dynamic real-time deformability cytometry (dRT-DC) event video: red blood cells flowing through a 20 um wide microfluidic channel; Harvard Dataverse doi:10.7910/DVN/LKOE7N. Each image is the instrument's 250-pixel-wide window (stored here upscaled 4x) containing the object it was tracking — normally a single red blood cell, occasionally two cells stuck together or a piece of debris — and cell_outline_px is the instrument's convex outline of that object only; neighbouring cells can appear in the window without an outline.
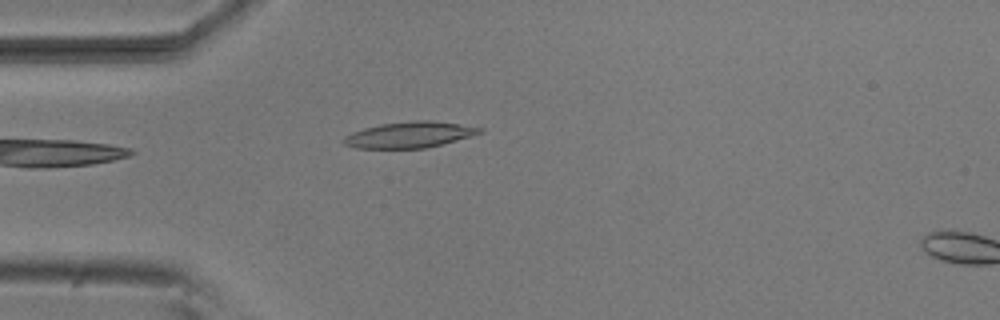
{"species": "common noctule bat (a hibernating species)", "species_latin": "Nyctalus noctula", "temperature_condition": "room temperature", "stored_images_in_passage": 35, "camera_frame_rate_fps": 3000, "um_per_image_px": 0.085, "animal": {"sex": "male", "body_mass_g": 20.5, "forearm_length_mm": 52.5}, "frame": {"image": 1, "passage_image": 1, "time_ms": 0.0, "image_size_px": [1000, 320], "cell_outline_px": [[484, 132], [472, 136], [424, 148], [356, 148], [344, 144], [340, 140], [344, 136], [352, 132], [364, 128], [380, 124], [416, 120], [432, 120], [484, 128]], "centroid_in_image_um": [34.79, 11.45], "position_along_channel_um": 50.2, "area_um2": 20.58}}
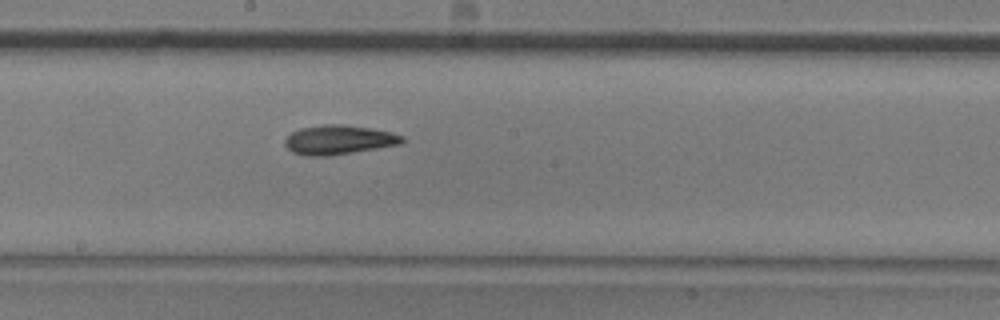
{"frame": {"image": 2, "passage_image": 15, "time_ms": 4.667, "image_size_px": [1000, 320], "cell_outline_px": [[404, 140], [400, 144], [328, 156], [304, 156], [292, 152], [284, 144], [284, 140], [292, 132], [300, 128], [324, 124], [344, 124], [372, 128], [392, 132], [404, 136]], "centroid_in_image_um": [28.78, 11.87], "position_along_channel_um": 219.4, "area_um2": 20.06}}
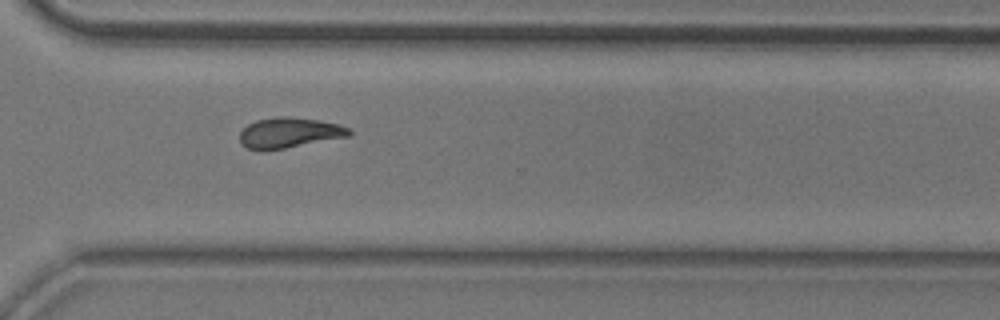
{"frame": {"image": 3, "passage_image": 25, "time_ms": 8.0, "image_size_px": [1000, 320], "cell_outline_px": [[352, 132], [348, 136], [264, 152], [260, 152], [248, 148], [240, 144], [240, 132], [248, 124], [256, 120], [276, 116], [288, 116], [320, 120], [340, 124], [348, 128]], "centroid_in_image_um": [24.54, 11.29], "position_along_channel_um": 346.1, "area_um2": 19.59}, "authors_computed_cell_mechanics": {"area_um2": 19.4208, "velocity_mm_per_s": 3.818, "shape_relaxation_time_tau1_ms": 7.6602, "shape_relaxation_time_tau2_ms": 5.4249, "deformation_change_tau1": 0.1903, "deformation_change_tau2": 0.1328}}